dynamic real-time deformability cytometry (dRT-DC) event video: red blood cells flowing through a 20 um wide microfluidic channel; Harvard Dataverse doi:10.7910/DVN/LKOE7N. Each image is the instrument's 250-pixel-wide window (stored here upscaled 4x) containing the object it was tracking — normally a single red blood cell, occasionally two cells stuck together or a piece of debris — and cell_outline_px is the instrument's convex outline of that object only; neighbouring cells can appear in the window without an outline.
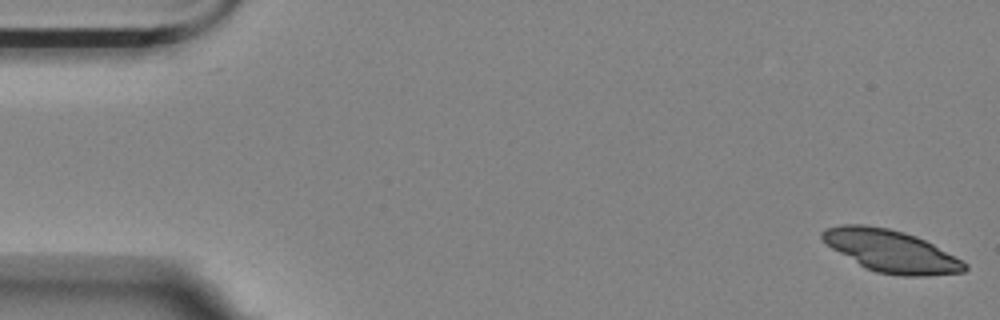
{"species": "Egyptian fruit bat (a non-hibernating species)", "species_latin": "Rousettus aegyptiacus", "temperature_condition": "room temperature", "stored_images_in_passage": 55, "camera_frame_rate_fps": 3000, "um_per_image_px": 0.085, "animal": {"sex": "female"}, "frame": {"image": 1, "passage_image": 1, "time_ms": 0.0, "image_size_px": [1000, 320], "cell_outline_px": [[968, 268], [964, 272], [928, 276], [900, 276], [876, 272], [864, 268], [832, 248], [820, 236], [820, 232], [824, 228], [840, 224], [864, 224], [888, 228], [904, 232], [916, 236], [964, 260], [968, 264]], "centroid_in_image_um": [75.75, 21.34], "position_along_channel_um": 9.3, "area_um2": 35.2}}